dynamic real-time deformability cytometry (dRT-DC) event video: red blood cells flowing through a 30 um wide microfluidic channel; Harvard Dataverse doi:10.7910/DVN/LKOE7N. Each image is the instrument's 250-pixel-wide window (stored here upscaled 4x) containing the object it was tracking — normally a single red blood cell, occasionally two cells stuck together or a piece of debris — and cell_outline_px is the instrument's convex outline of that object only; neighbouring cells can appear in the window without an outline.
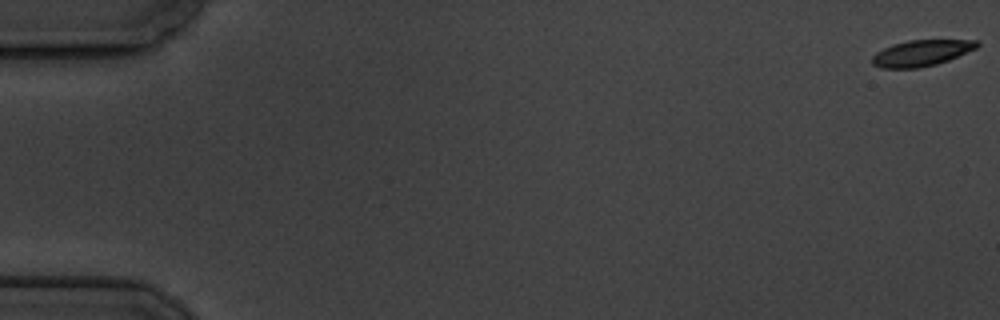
{"species": "common noctule bat (a hibernating species)", "species_latin": "Nyctalus noctula", "temperature_condition": "cold", "stored_images_in_passage": 6, "segment_of_instrument_passage": [1, 2], "camera_frame_rate_fps": 3000, "um_per_image_px": 0.085, "animal": {"sex": "male", "body_mass_g": 19.5, "forearm_length_mm": 54.6}, "frame": {"image": 1, "passage_image": 1, "time_ms": 0.0, "image_size_px": [1000, 320], "cell_outline_px": [[980, 44], [976, 48], [948, 60], [936, 64], [920, 68], [880, 68], [872, 64], [872, 56], [876, 52], [892, 44], [908, 40], [976, 40]], "centroid_in_image_um": [78.28, 4.51], "position_along_channel_um": 6.7, "area_um2": 15.9}}
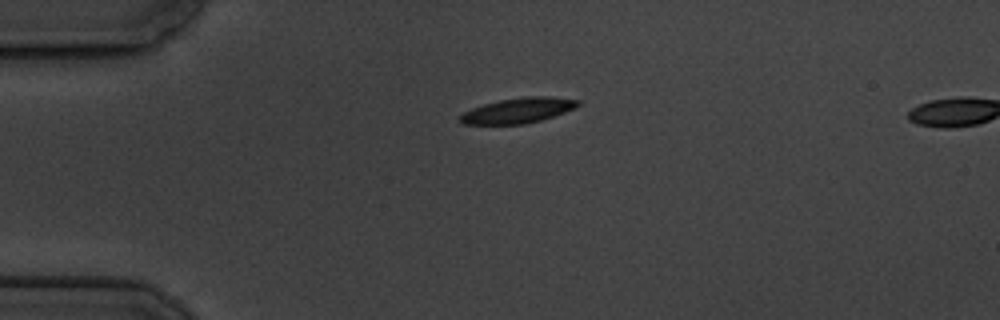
{"frame": {"image": 2, "passage_image": 5, "time_ms": 4.667, "image_size_px": [1000, 320], "cell_outline_px": [[580, 104], [576, 108], [540, 120], [524, 124], [464, 124], [460, 120], [460, 116], [464, 112], [472, 108], [484, 104], [500, 100], [528, 96], [548, 96], [580, 100]], "centroid_in_image_um": [44.06, 9.38], "position_along_channel_um": 40.9, "area_um2": 17.11}}